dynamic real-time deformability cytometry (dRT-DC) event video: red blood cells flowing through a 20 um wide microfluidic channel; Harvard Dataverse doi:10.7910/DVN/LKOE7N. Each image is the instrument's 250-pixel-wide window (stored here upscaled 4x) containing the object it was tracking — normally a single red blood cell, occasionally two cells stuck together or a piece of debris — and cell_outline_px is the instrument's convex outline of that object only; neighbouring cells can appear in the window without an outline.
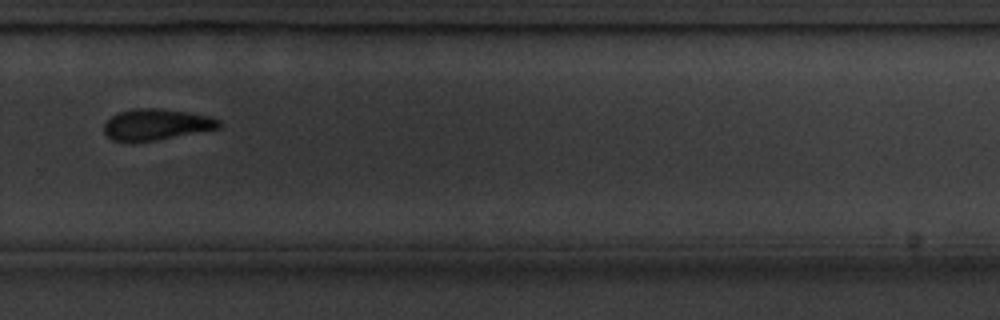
{"species": "common noctule bat (a hibernating species)", "species_latin": "Nyctalus noctula", "temperature_condition": "cold", "stored_images_in_passage": 15, "camera_frame_rate_fps": 3000, "um_per_image_px": 0.085, "animal": {"sex": "male", "body_mass_g": 20.1, "forearm_length_mm": 53.5}, "frame": {"image": 1, "passage_image": 11, "time_ms": 12.333, "image_size_px": [1000, 320], "cell_outline_px": [[220, 128], [156, 140], [132, 144], [112, 140], [104, 132], [104, 124], [112, 116], [120, 112], [136, 108], [156, 108], [188, 112], [208, 116], [220, 120]], "centroid_in_image_um": [13.25, 10.61], "position_along_channel_um": 316.6, "area_um2": 20.98}}
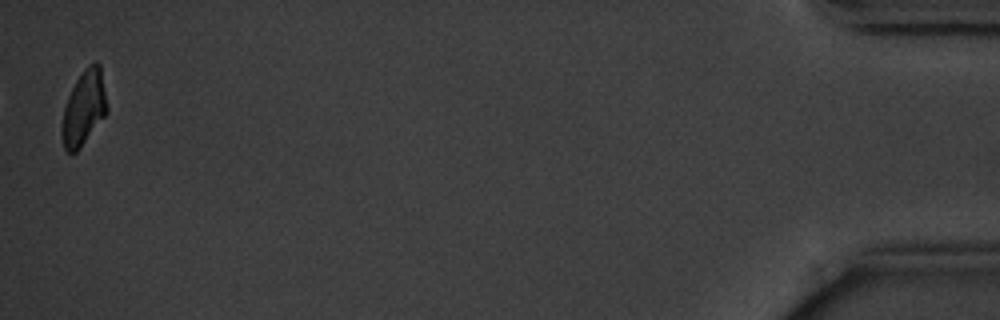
{"frame": {"image": 2, "passage_image": 15, "time_ms": 18.0, "image_size_px": [1000, 320], "cell_outline_px": [[108, 112], [80, 148], [76, 152], [68, 152], [64, 148], [60, 132], [64, 108], [68, 96], [76, 80], [84, 68], [88, 64], [96, 60], [100, 64], [108, 108]], "centroid_in_image_um": [7.13, 9.17], "position_along_channel_um": 428.1, "area_um2": 19.77}, "authors_computed_cell_mechanics": {"area_um2": 21.964, "velocity_mm_per_s": 3.575, "shape_relaxation_time_tau1_ms": 2.9601, "shape_relaxation_time_tau2_ms": null, "deformation_change_tau1": 0.1344, "deformation_change_tau2": null}}